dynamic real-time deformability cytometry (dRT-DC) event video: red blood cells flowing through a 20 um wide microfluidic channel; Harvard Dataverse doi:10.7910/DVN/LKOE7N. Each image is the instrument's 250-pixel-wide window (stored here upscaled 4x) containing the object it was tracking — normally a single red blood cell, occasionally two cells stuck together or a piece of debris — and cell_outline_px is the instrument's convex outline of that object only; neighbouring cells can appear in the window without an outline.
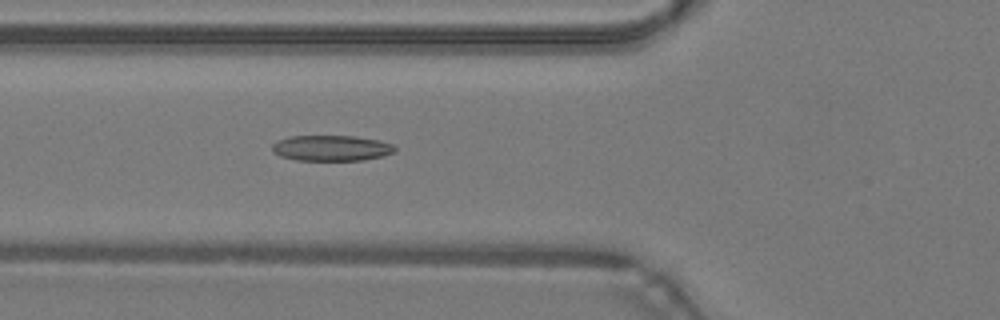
{"species": "common noctule bat (a hibernating species)", "species_latin": "Nyctalus noctula", "temperature_condition": "warm", "stored_images_in_passage": 47, "camera_frame_rate_fps": 3000, "um_per_image_px": 0.085, "animal": {"sex": "male", "body_mass_g": 19.2, "forearm_length_mm": 51.8}, "frame": {"image": 1, "passage_image": 17, "time_ms": 5.333, "image_size_px": [1000, 320], "cell_outline_px": [[396, 152], [364, 160], [296, 160], [280, 156], [272, 152], [272, 144], [276, 140], [292, 136], [352, 136], [380, 140], [392, 144], [396, 148]], "centroid_in_image_um": [28.15, 12.58], "position_along_channel_um": 97.7, "area_um2": 18.38}}
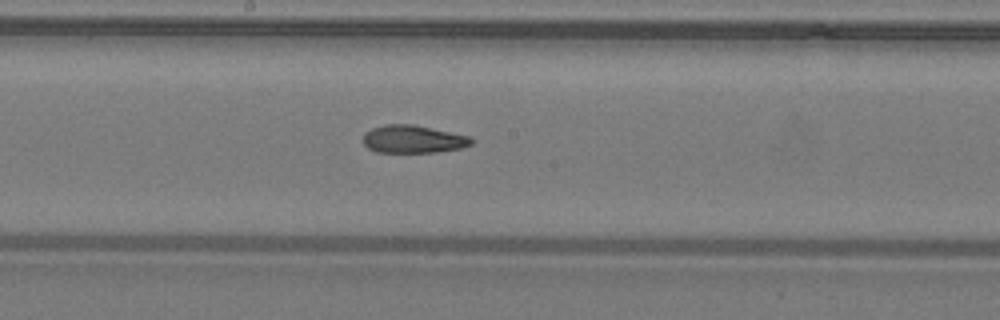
{"frame": {"image": 2, "passage_image": 25, "time_ms": 8.0, "image_size_px": [1000, 320], "cell_outline_px": [[472, 144], [460, 148], [436, 152], [376, 152], [368, 148], [364, 144], [364, 132], [372, 128], [384, 124], [412, 124], [468, 136], [472, 140]], "centroid_in_image_um": [35.06, 11.83], "position_along_channel_um": 213.1, "area_um2": 17.34}}
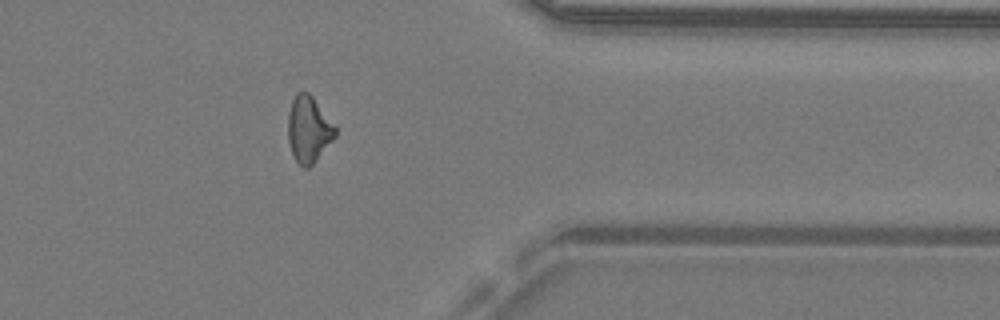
{"frame": {"image": 3, "passage_image": 38, "time_ms": 12.333, "image_size_px": [1000, 320], "cell_outline_px": [[336, 136], [316, 160], [308, 168], [304, 168], [296, 160], [292, 152], [288, 140], [288, 112], [292, 100], [296, 92], [308, 92], [312, 96], [336, 128]], "centroid_in_image_um": [26.21, 10.99], "position_along_channel_um": 385.2, "area_um2": 17.98}, "authors_computed_cell_mechanics": {"area_um2": 18.3226, "velocity_mm_per_s": 4.2934, "shape_relaxation_time_tau1_ms": null, "shape_relaxation_time_tau2_ms": 2.6645, "deformation_change_tau1": null, "deformation_change_tau2": 0.1009}}